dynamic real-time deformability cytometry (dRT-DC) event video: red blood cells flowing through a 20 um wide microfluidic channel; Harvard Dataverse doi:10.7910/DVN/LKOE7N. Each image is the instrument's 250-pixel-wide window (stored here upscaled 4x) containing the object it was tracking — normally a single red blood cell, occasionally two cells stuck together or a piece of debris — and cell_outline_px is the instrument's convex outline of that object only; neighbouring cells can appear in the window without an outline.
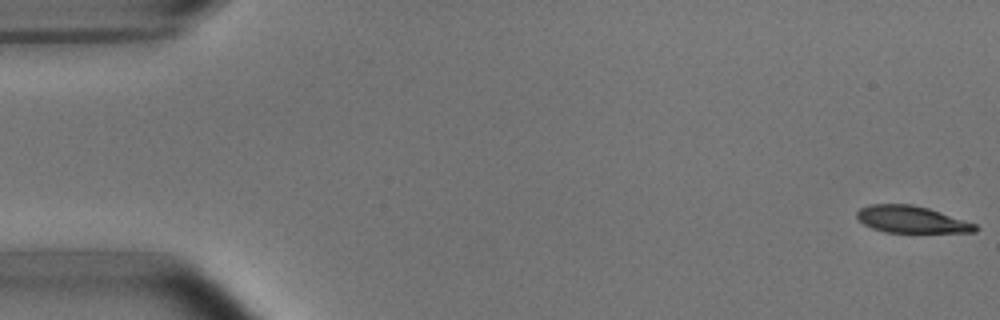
{"species": "common noctule bat (a hibernating species)", "species_latin": "Nyctalus noctula", "temperature_condition": "room temperature", "stored_images_in_passage": 53, "camera_frame_rate_fps": 3000, "um_per_image_px": 0.085, "animal": {"sex": "male", "body_mass_g": 15.6}, "frame": {"image": 1, "passage_image": 1, "time_ms": 0.0, "image_size_px": [1000, 320], "cell_outline_px": [[980, 228], [976, 232], [884, 232], [872, 228], [864, 224], [856, 216], [856, 212], [860, 208], [868, 204], [912, 204], [928, 208], [976, 224]], "centroid_in_image_um": [77.46, 18.65], "position_along_channel_um": 7.5, "area_um2": 18.5}}
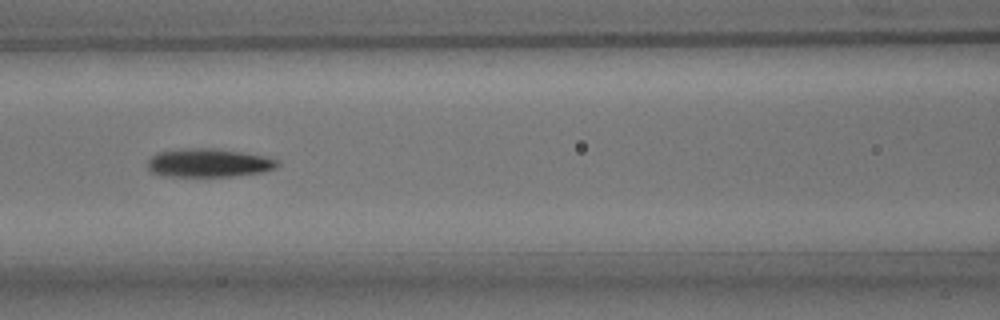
{"frame": {"image": 2, "passage_image": 23, "time_ms": 7.333, "image_size_px": [1000, 320], "cell_outline_px": [[280, 164], [276, 168], [260, 172], [232, 176], [160, 176], [152, 172], [148, 168], [148, 160], [152, 156], [160, 152], [184, 148], [212, 148], [268, 156], [276, 160]], "centroid_in_image_um": [17.73, 13.84], "position_along_channel_um": 148.9, "area_um2": 21.44}}
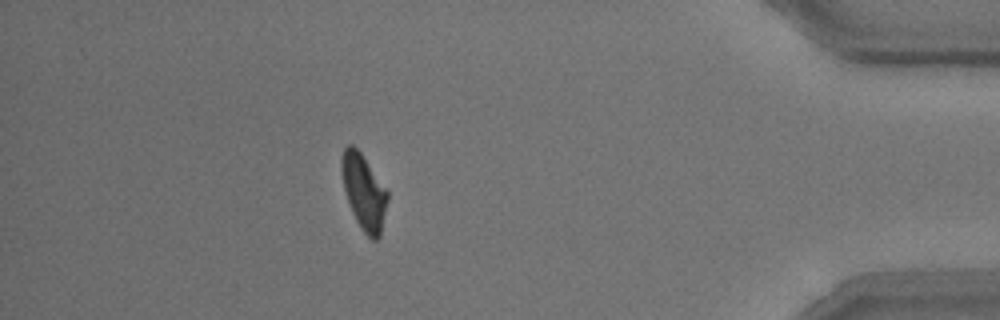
{"frame": {"image": 3, "passage_image": 47, "time_ms": 15.333, "image_size_px": [1000, 320], "cell_outline_px": [[388, 200], [380, 236], [376, 240], [372, 240], [360, 228], [352, 212], [344, 188], [340, 172], [340, 156], [344, 148], [348, 144], [352, 144], [360, 152], [388, 192]], "centroid_in_image_um": [30.9, 16.3], "position_along_channel_um": 404.3, "area_um2": 20.06}, "authors_computed_cell_mechanics": {"area_um2": 20.4034, "velocity_mm_per_s": 3.7803, "shape_relaxation_time_tau1_ms": 3.6666, "shape_relaxation_time_tau2_ms": 5.2477, "deformation_change_tau1": 0.1384, "deformation_change_tau2": 0.133}}